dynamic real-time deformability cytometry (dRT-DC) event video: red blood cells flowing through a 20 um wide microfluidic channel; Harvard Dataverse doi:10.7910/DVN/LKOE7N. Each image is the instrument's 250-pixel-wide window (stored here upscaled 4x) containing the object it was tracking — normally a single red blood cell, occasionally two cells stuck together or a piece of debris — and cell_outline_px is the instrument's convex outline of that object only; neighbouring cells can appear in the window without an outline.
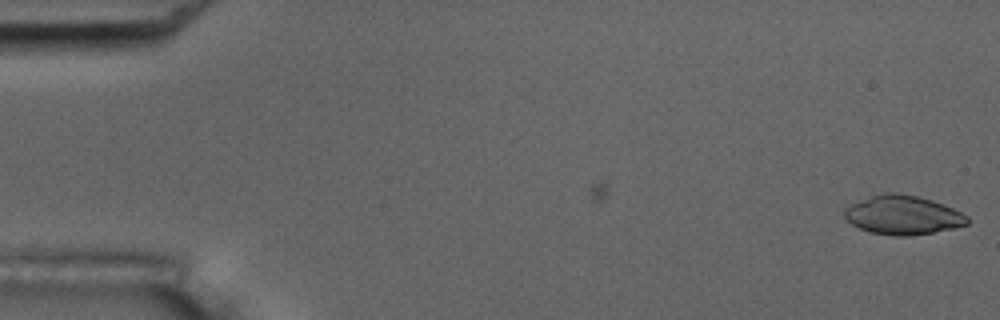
{"species": "common noctule bat (a hibernating species)", "species_latin": "Nyctalus noctula", "temperature_condition": "room temperature", "stored_images_in_passage": 3, "camera_frame_rate_fps": 3000, "um_per_image_px": 0.085, "animal": {"sex": "male", "body_mass_g": 17.5, "forearm_length_mm": 52.3}, "frame": {"image": 1, "passage_image": 3, "time_ms": 2.0, "image_size_px": [1000, 320], "cell_outline_px": [[968, 224], [952, 228], [932, 232], [908, 236], [892, 236], [868, 232], [852, 224], [844, 216], [844, 208], [848, 204], [884, 192], [896, 192], [916, 196], [932, 200], [952, 208], [968, 216]], "centroid_in_image_um": [76.7, 18.28], "position_along_channel_um": 8.3, "area_um2": 27.86}}